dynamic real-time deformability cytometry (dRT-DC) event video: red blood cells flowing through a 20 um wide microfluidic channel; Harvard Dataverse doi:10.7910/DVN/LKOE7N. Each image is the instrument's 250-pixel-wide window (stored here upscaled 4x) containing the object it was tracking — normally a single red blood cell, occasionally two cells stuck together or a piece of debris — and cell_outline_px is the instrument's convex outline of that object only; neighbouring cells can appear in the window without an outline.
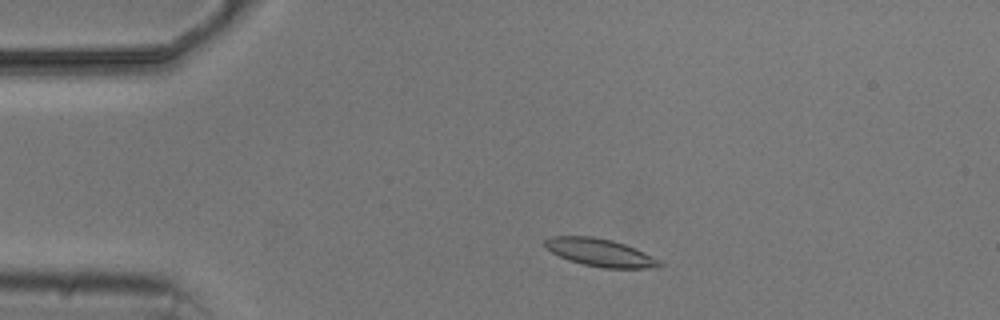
{"species": "common noctule bat (a hibernating species)", "species_latin": "Nyctalus noctula", "temperature_condition": "cold", "stored_images_in_passage": 4, "camera_frame_rate_fps": 3000, "um_per_image_px": 0.085, "animal": {"sex": "male", "body_mass_g": 20.5, "forearm_length_mm": 52.5}, "frame": {"image": 1, "passage_image": 2, "time_ms": 1.333, "image_size_px": [1000, 320], "cell_outline_px": [[664, 264], [660, 268], [604, 268], [584, 264], [568, 260], [544, 248], [544, 240], [552, 236], [592, 236], [612, 240], [636, 248], [660, 260]], "centroid_in_image_um": [51.03, 21.47], "position_along_channel_um": 34.0, "area_um2": 18.61}}
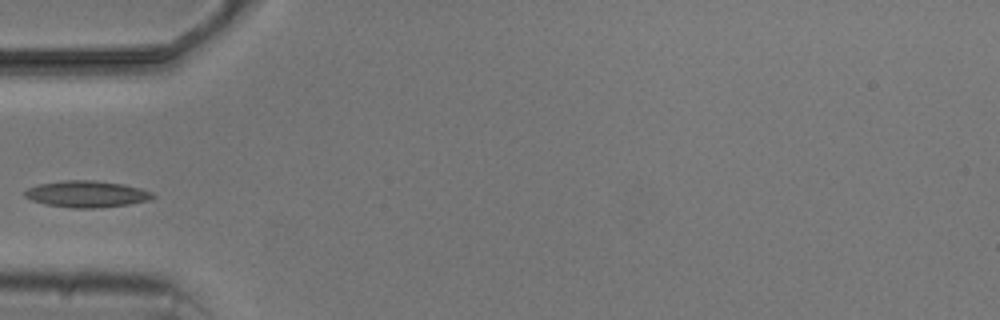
{"frame": {"image": 2, "passage_image": 4, "time_ms": 3.667, "image_size_px": [1000, 320], "cell_outline_px": [[156, 196], [148, 200], [128, 204], [100, 208], [72, 208], [44, 204], [32, 200], [24, 196], [24, 192], [28, 188], [40, 184], [64, 180], [92, 180], [124, 184], [140, 188], [152, 192]], "centroid_in_image_um": [7.37, 16.49], "position_along_channel_um": 77.6, "area_um2": 19.77}}